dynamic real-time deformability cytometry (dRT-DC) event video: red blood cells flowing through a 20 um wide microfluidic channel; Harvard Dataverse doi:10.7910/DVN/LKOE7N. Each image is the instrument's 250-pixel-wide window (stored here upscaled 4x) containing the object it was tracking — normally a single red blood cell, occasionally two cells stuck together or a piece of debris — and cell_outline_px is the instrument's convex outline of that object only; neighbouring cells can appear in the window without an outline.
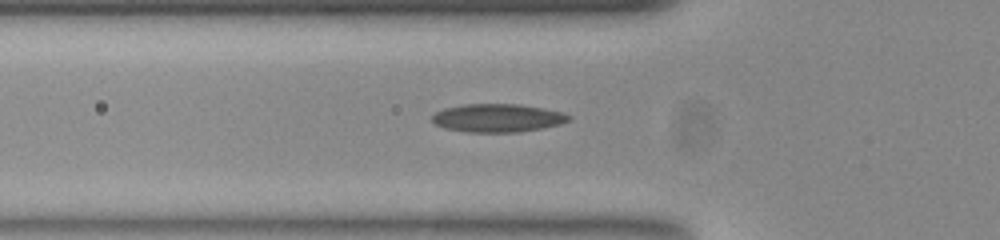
{"species": "common noctule bat (a hibernating species)", "species_latin": "Nyctalus noctula", "temperature_condition": "room temperature", "stored_images_in_passage": 38, "camera_frame_rate_fps": 3000, "um_per_image_px": 0.085, "animal": {"sex": "female", "body_mass_g": 23.0, "forearm_length_mm": 53.4}, "frame": {"image": 1, "passage_image": 9, "time_ms": 2.667, "image_size_px": [1000, 240], "cell_outline_px": [[572, 116], [568, 120], [560, 124], [540, 128], [516, 132], [468, 132], [444, 128], [436, 124], [432, 120], [432, 116], [436, 112], [444, 108], [464, 104], [520, 104], [544, 108], [564, 112]], "centroid_in_image_um": [42.3, 10.02], "position_along_channel_um": 83.5, "area_um2": 22.43}}
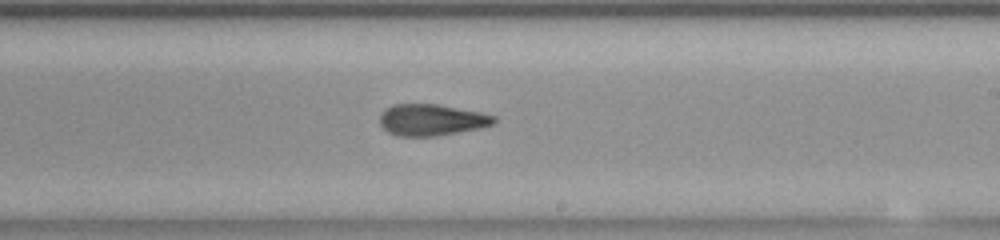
{"frame": {"image": 2, "passage_image": 22, "time_ms": 7.0, "image_size_px": [1000, 240], "cell_outline_px": [[496, 124], [480, 128], [436, 136], [400, 136], [388, 132], [380, 124], [380, 116], [384, 108], [392, 104], [436, 104], [480, 112], [496, 116]], "centroid_in_image_um": [36.69, 10.19], "position_along_channel_um": 252.3, "area_um2": 20.98}}
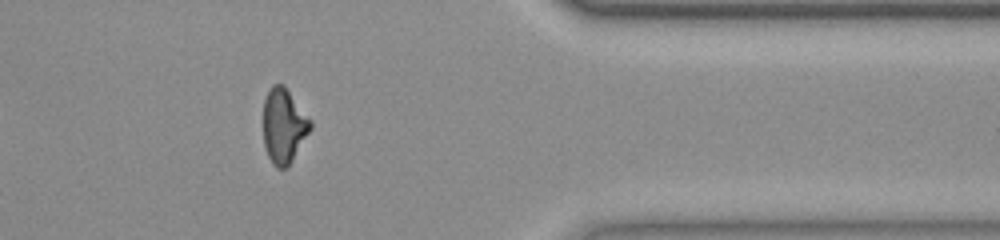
{"frame": {"image": 3, "passage_image": 34, "time_ms": 11.0, "image_size_px": [1000, 240], "cell_outline_px": [[312, 128], [288, 168], [276, 168], [272, 164], [264, 148], [264, 100], [272, 84], [284, 84], [312, 120]], "centroid_in_image_um": [24.14, 10.71], "position_along_channel_um": 387.3, "area_um2": 20.81}}